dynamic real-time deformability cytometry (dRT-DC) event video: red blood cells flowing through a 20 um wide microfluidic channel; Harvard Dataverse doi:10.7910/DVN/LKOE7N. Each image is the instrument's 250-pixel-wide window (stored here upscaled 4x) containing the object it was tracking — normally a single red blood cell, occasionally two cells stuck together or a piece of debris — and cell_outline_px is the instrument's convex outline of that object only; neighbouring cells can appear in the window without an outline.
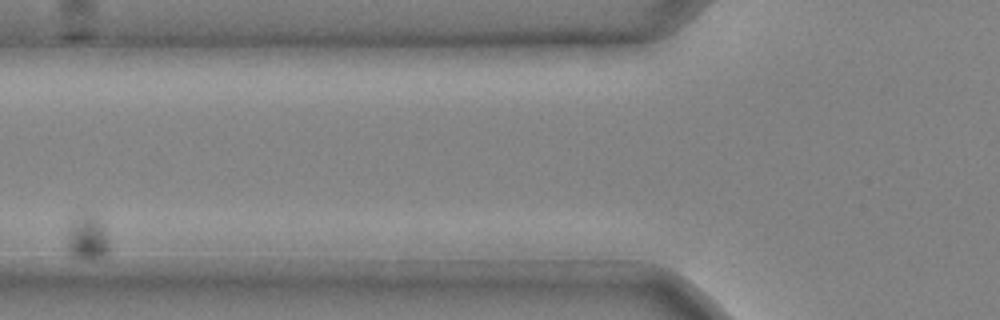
{"species": "common noctule bat (a hibernating species)", "species_latin": "Nyctalus noctula", "temperature_condition": "cold", "stored_images_in_passage": 15, "segment_of_instrument_passage": [1, 2], "camera_frame_rate_fps": 3000, "um_per_image_px": 0.085, "animal": {"sex": "male", "body_mass_g": 20.4}, "frame": {"image": 1, "passage_image": 4, "time_ms": 1.0, "image_size_px": [1000, 320], "cell_outline_px": [[108, 252], [96, 260], [88, 260], [76, 256], [68, 252], [68, 240], [72, 220], [80, 216], [92, 212], [100, 216], [104, 224], [108, 244]], "centroid_in_image_um": [7.48, 20.18], "position_along_channel_um": 118.3, "area_um2": 10.98}}
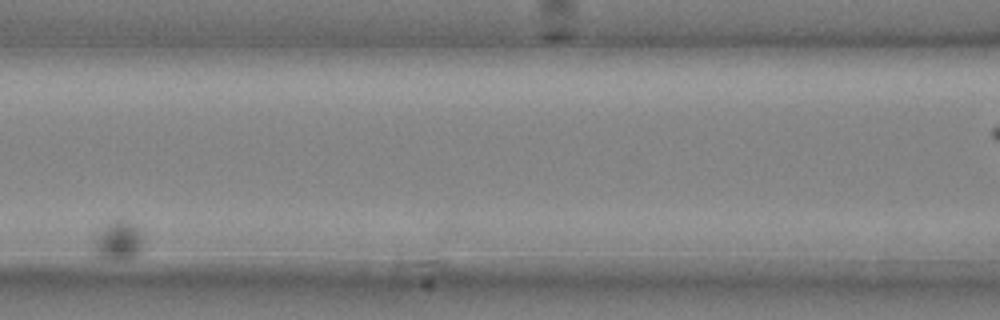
{"frame": {"image": 2, "passage_image": 6, "time_ms": 1.667, "image_size_px": [1000, 320], "cell_outline_px": [[144, 248], [132, 256], [124, 260], [112, 260], [100, 256], [88, 248], [96, 236], [104, 228], [116, 220], [124, 220], [136, 224], [140, 232]], "centroid_in_image_um": [10.03, 20.49], "position_along_channel_um": 156.6, "area_um2": 11.21}}
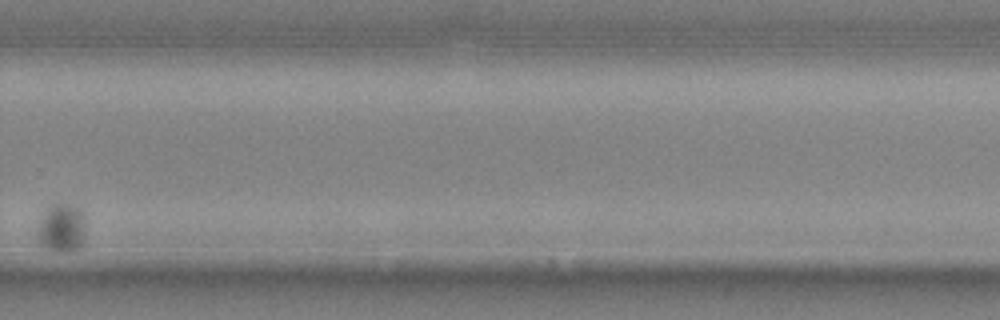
{"frame": {"image": 3, "passage_image": 12, "time_ms": 3.667, "image_size_px": [1000, 320], "cell_outline_px": [[84, 248], [44, 248], [40, 240], [40, 224], [48, 204], [68, 204], [80, 208], [84, 212]], "centroid_in_image_um": [5.32, 19.3], "position_along_channel_um": 324.5, "area_um2": 12.95}}